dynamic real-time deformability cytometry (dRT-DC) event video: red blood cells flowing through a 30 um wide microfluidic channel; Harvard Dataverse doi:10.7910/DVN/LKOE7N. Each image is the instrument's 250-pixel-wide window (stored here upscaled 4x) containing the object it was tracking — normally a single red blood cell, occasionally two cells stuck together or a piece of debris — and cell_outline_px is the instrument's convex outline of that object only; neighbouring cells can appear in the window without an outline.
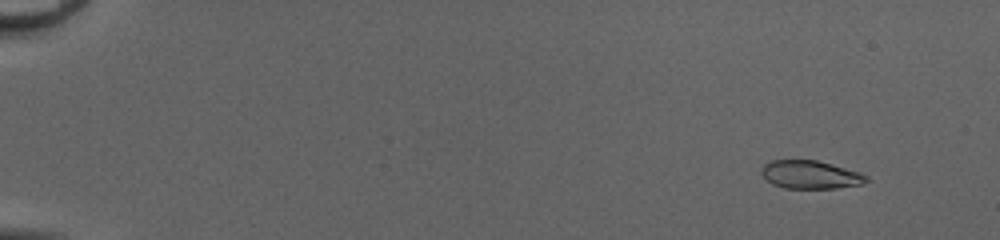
{"species": "common noctule bat (a hibernating species)", "species_latin": "Nyctalus noctula", "temperature_condition": "cold", "stored_images_in_passage": 53, "camera_frame_rate_fps": 3000, "um_per_image_px": 0.085, "animal": {"sex": "female", "body_mass_g": 20.0, "forearm_length_mm": 54.0}, "frame": {"image": 1, "passage_image": 6, "time_ms": 1.667, "image_size_px": [1000, 240], "cell_outline_px": [[868, 180], [860, 184], [836, 188], [784, 188], [772, 184], [760, 172], [760, 168], [768, 160], [816, 160], [832, 164], [860, 172], [868, 176]], "centroid_in_image_um": [68.85, 14.84], "position_along_channel_um": 16.1, "area_um2": 17.22}}
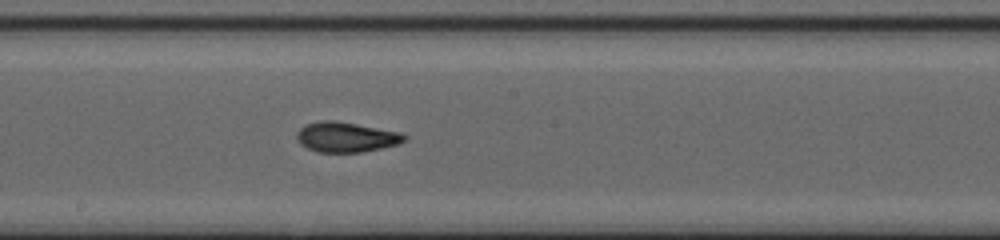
{"frame": {"image": 2, "passage_image": 32, "time_ms": 10.333, "image_size_px": [1000, 240], "cell_outline_px": [[408, 136], [400, 144], [360, 152], [320, 152], [308, 148], [300, 144], [296, 136], [296, 132], [300, 128], [308, 124], [320, 120], [332, 120], [356, 124], [400, 132]], "centroid_in_image_um": [29.42, 11.65], "position_along_channel_um": 218.8, "area_um2": 18.67}}
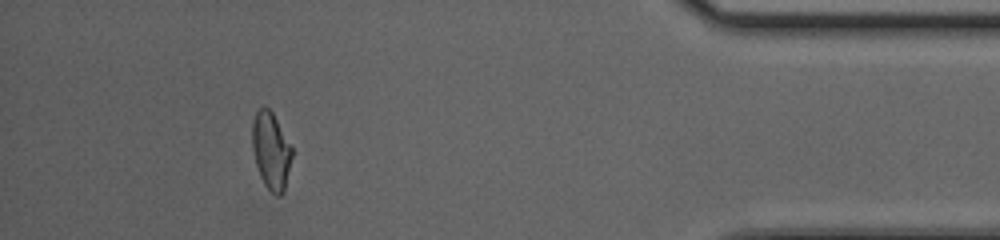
{"frame": {"image": 3, "passage_image": 49, "time_ms": 16.0, "image_size_px": [1000, 240], "cell_outline_px": [[292, 156], [284, 192], [280, 196], [276, 196], [264, 184], [260, 176], [256, 164], [252, 148], [252, 120], [256, 112], [264, 104], [272, 112], [292, 148]], "centroid_in_image_um": [23.02, 12.81], "position_along_channel_um": 412.2, "area_um2": 17.8}, "authors_computed_cell_mechanics": {"area_um2": 18.1492, "velocity_mm_per_s": 4.1858, "shape_relaxation_time_tau1_ms": 8.5797, "shape_relaxation_time_tau2_ms": 1.3227, "deformation_change_tau1": 0.2373, "deformation_change_tau2": 0.0728}}